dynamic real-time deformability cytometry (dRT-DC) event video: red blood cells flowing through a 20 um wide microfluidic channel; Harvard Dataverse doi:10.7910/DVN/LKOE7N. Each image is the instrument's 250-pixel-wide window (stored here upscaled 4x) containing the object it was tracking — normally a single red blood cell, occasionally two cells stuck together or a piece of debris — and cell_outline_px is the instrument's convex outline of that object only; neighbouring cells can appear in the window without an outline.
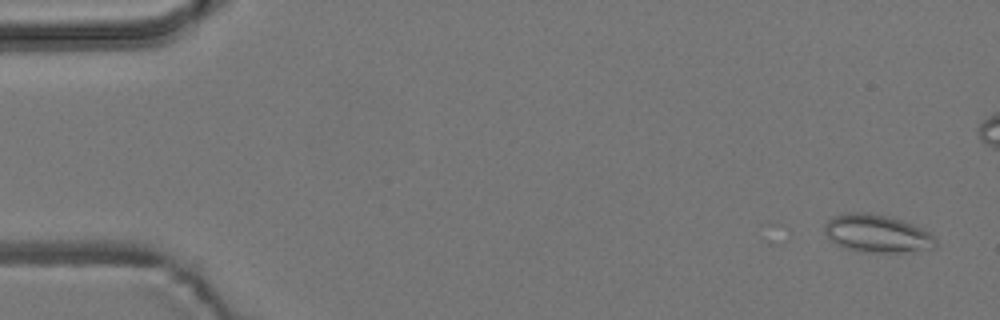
{"species": "common noctule bat (a hibernating species)", "species_latin": "Nyctalus noctula", "temperature_condition": "room temperature", "stored_images_in_passage": 3, "camera_frame_rate_fps": 3000, "um_per_image_px": 0.085, "animal": {"sex": "male", "body_mass_g": 19.2, "forearm_length_mm": 51.8}, "frame": {"image": 1, "passage_image": 3, "time_ms": 0.667, "image_size_px": [1000, 320], "cell_outline_px": [[936, 244], [932, 248], [900, 252], [868, 252], [848, 248], [832, 240], [824, 232], [824, 224], [832, 216], [848, 212], [868, 212], [900, 220], [912, 224], [936, 236]], "centroid_in_image_um": [74.54, 19.83], "position_along_channel_um": 10.5, "area_um2": 23.99}}